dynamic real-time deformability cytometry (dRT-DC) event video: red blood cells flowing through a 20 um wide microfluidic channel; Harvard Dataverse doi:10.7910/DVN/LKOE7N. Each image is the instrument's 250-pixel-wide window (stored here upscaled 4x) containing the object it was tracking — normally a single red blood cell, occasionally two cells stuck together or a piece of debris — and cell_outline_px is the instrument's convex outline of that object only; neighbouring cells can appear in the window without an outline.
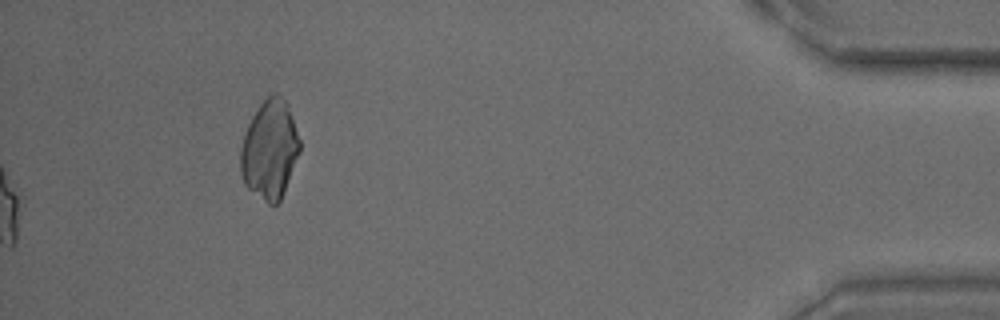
{"species": "common noctule bat (a hibernating species)", "species_latin": "Nyctalus noctula", "temperature_condition": "warm", "stored_images_in_passage": 40, "camera_frame_rate_fps": 3000, "um_per_image_px": 0.085, "animal": {"sex": "male", "body_mass_g": 15.6}, "frame": {"image": 1, "passage_image": 40, "time_ms": 13.0, "image_size_px": [1000, 320], "cell_outline_px": [[300, 152], [284, 192], [280, 200], [276, 204], [268, 204], [248, 188], [244, 184], [240, 172], [240, 148], [244, 132], [252, 116], [260, 104], [272, 92], [276, 92], [288, 104], [300, 140]], "centroid_in_image_um": [22.92, 12.71], "position_along_channel_um": 412.3, "area_um2": 34.22}, "authors_computed_cell_mechanics": {"area_um2": 18.9006, "velocity_mm_per_s": 3.7871, "shape_relaxation_time_tau1_ms": 5.633, "shape_relaxation_time_tau2_ms": 1.8344, "deformation_change_tau1": 0.2007, "deformation_change_tau2": 0.0874}}